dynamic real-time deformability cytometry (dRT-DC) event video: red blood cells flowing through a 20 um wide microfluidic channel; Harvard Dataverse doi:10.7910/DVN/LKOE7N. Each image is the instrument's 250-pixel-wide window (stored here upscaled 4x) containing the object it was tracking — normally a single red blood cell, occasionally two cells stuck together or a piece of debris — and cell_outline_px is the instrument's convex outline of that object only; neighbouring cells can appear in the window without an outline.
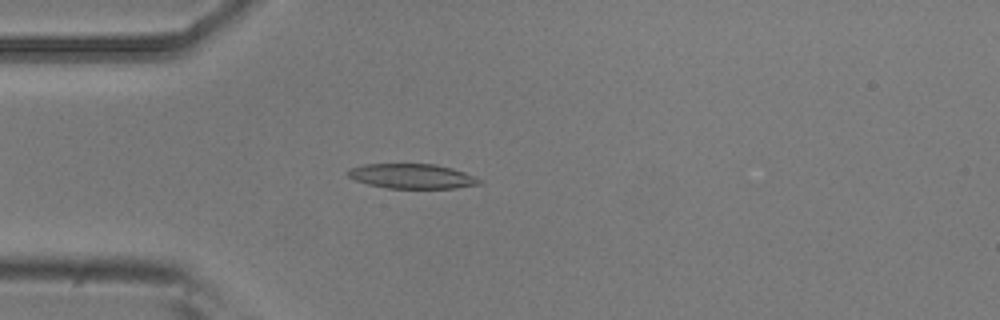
{"species": "common noctule bat (a hibernating species)", "species_latin": "Nyctalus noctula", "temperature_condition": "room temperature", "stored_images_in_passage": 4, "camera_frame_rate_fps": 3000, "um_per_image_px": 0.085, "animal": {"sex": "male", "body_mass_g": 20.5, "forearm_length_mm": 52.5}, "frame": {"image": 1, "passage_image": 4, "time_ms": 1.0, "image_size_px": [1000, 320], "cell_outline_px": [[484, 184], [456, 188], [388, 188], [368, 184], [356, 180], [348, 176], [348, 172], [352, 168], [364, 164], [432, 164], [452, 168], [476, 176], [484, 180]], "centroid_in_image_um": [35.12, 14.98], "position_along_channel_um": 49.9, "area_um2": 18.96}}